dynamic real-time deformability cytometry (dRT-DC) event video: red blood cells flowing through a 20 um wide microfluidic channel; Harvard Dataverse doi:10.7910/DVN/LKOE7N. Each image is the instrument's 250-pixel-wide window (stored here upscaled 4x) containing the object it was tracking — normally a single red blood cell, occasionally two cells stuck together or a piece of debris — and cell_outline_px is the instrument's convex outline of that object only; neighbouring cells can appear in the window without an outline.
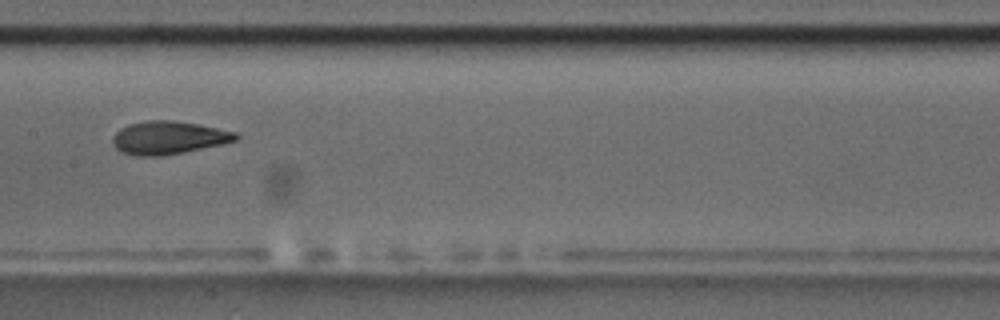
{"species": "common noctule bat (a hibernating species)", "species_latin": "Nyctalus noctula", "temperature_condition": "room temperature", "stored_images_in_passage": 9, "camera_frame_rate_fps": 3000, "um_per_image_px": 0.085, "animal": {"sex": "male", "body_mass_g": 17.5, "forearm_length_mm": 52.3}, "frame": {"image": 1, "passage_image": 8, "time_ms": 2.333, "image_size_px": [1000, 320], "cell_outline_px": [[240, 136], [236, 140], [220, 144], [184, 152], [160, 156], [140, 156], [120, 152], [112, 144], [112, 136], [120, 128], [128, 124], [144, 120], [172, 120], [200, 124], [236, 132]], "centroid_in_image_um": [14.28, 11.69], "position_along_channel_um": 193.1, "area_um2": 23.81}}
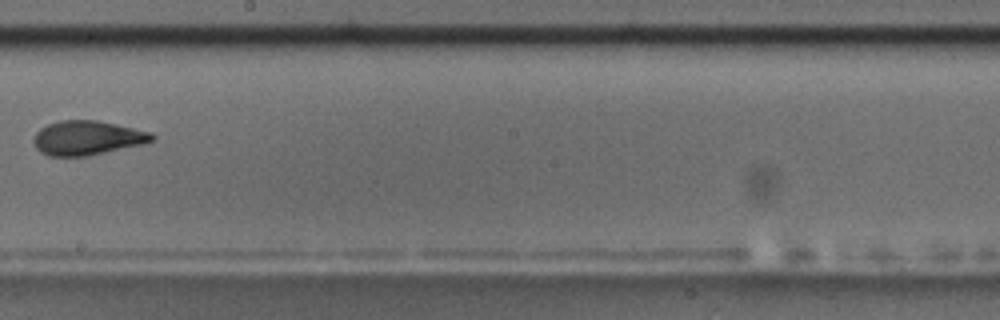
{"frame": {"image": 2, "passage_image": 9, "time_ms": 2.667, "image_size_px": [1000, 320], "cell_outline_px": [[156, 140], [144, 144], [88, 156], [48, 156], [40, 152], [36, 148], [32, 140], [36, 132], [40, 128], [48, 124], [60, 120], [100, 120], [152, 132], [156, 136]], "centroid_in_image_um": [7.44, 11.72], "position_along_channel_um": 240.8, "area_um2": 24.04}}